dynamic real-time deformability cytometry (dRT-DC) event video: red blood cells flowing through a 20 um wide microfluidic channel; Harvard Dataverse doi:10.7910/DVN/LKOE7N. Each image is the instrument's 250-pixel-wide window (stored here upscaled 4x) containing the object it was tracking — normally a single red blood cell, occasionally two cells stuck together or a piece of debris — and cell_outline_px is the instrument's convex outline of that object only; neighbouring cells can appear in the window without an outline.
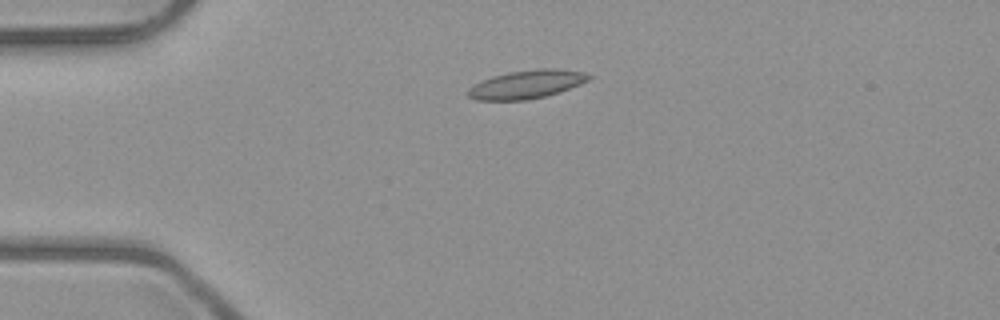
{"species": "common noctule bat (a hibernating species)", "species_latin": "Nyctalus noctula", "temperature_condition": "room temperature", "stored_images_in_passage": 4, "camera_frame_rate_fps": 3000, "um_per_image_px": 0.085, "animal": {"sex": "male", "body_mass_g": 23.1, "forearm_length_mm": 52.7}, "frame": {"image": 1, "passage_image": 3, "time_ms": 2.667, "image_size_px": [1000, 320], "cell_outline_px": [[592, 76], [588, 80], [580, 84], [560, 92], [528, 100], [476, 100], [468, 96], [468, 88], [492, 76], [508, 72], [540, 68], [552, 68], [584, 72]], "centroid_in_image_um": [44.77, 7.17], "position_along_channel_um": 40.2, "area_um2": 19.83}}